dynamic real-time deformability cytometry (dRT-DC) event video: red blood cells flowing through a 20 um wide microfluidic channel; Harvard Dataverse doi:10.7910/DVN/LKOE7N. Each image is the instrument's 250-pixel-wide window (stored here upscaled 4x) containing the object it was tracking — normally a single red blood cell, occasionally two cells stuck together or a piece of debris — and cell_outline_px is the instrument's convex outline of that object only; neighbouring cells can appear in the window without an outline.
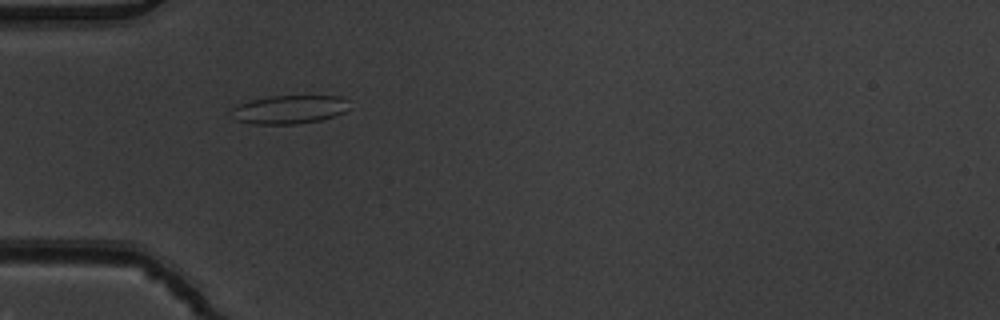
{"species": "common noctule bat (a hibernating species)", "species_latin": "Nyctalus noctula", "temperature_condition": "warm", "stored_images_in_passage": 5, "camera_frame_rate_fps": 3000, "um_per_image_px": 0.085, "animal": {"sex": "male", "body_mass_g": 19.5, "forearm_length_mm": 54.6}, "frame": {"image": 1, "passage_image": 5, "time_ms": 1.333, "image_size_px": [1000, 320], "cell_outline_px": [[352, 108], [336, 116], [320, 120], [296, 124], [252, 124], [236, 120], [232, 108], [248, 100], [268, 96], [340, 96], [348, 100]], "centroid_in_image_um": [24.66, 9.3], "position_along_channel_um": 60.3, "area_um2": 19.77}}